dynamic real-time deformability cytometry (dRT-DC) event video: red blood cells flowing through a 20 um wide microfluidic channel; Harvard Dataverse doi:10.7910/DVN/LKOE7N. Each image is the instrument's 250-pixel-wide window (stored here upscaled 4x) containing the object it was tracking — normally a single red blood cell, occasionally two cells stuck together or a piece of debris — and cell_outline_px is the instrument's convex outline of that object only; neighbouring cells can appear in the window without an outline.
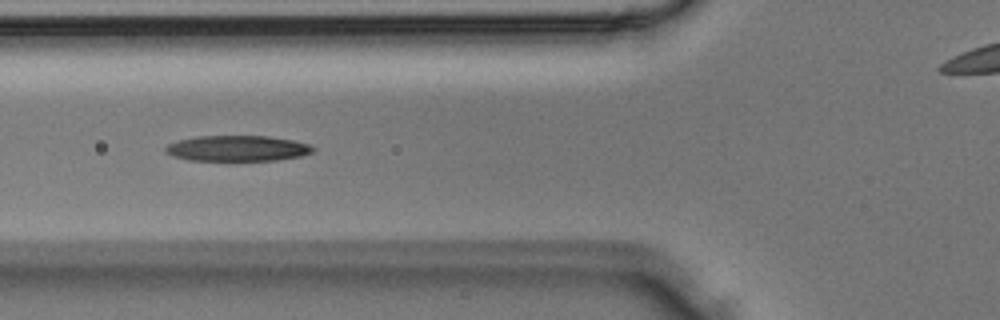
{"species": "Egyptian fruit bat (a non-hibernating species)", "species_latin": "Rousettus aegyptiacus", "temperature_condition": "room temperature", "stored_images_in_passage": 7, "segment_of_instrument_passage": [1, 2], "camera_frame_rate_fps": 3000, "um_per_image_px": 0.085, "animal": {"sex": "male"}, "frame": {"image": 1, "passage_image": 5, "time_ms": 1.333, "image_size_px": [1000, 320], "cell_outline_px": [[316, 148], [312, 152], [300, 156], [276, 160], [188, 160], [172, 156], [164, 152], [164, 148], [168, 144], [176, 140], [196, 136], [268, 136], [292, 140], [308, 144]], "centroid_in_image_um": [20.12, 12.6], "position_along_channel_um": 105.7, "area_um2": 22.08}}
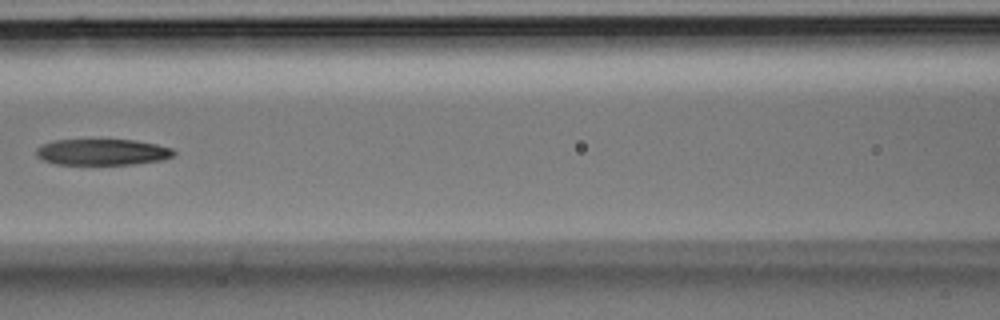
{"frame": {"image": 2, "passage_image": 6, "time_ms": 1.667, "image_size_px": [1000, 320], "cell_outline_px": [[176, 152], [172, 156], [160, 160], [136, 164], [56, 164], [44, 160], [36, 156], [36, 148], [40, 144], [52, 140], [136, 140], [156, 144], [172, 148]], "centroid_in_image_um": [8.67, 12.92], "position_along_channel_um": 157.9, "area_um2": 20.98}}